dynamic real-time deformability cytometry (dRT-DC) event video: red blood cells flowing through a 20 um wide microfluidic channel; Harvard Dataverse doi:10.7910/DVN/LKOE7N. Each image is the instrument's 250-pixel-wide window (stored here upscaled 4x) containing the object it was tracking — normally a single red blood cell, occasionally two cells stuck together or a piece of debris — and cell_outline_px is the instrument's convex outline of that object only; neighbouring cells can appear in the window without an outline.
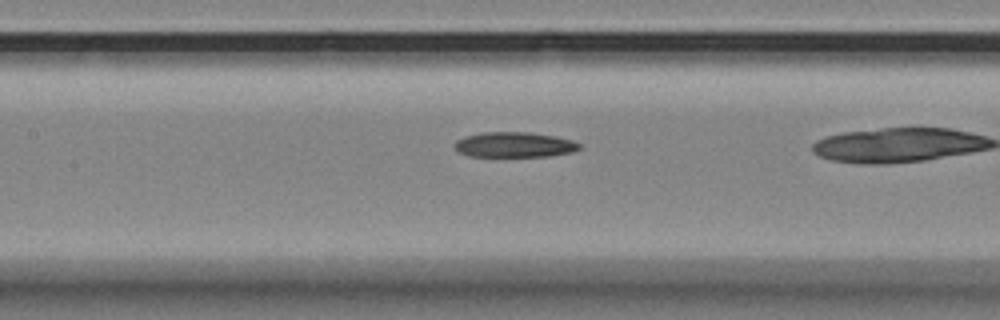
{"species": "Egyptian fruit bat (a non-hibernating species)", "species_latin": "Rousettus aegyptiacus", "temperature_condition": "room temperature", "stored_images_in_passage": 39, "camera_frame_rate_fps": 3000, "um_per_image_px": 0.085, "animal": {"sex": "female"}, "frame": {"image": 1, "passage_image": 20, "time_ms": 6.333, "image_size_px": [1000, 320], "cell_outline_px": [[580, 148], [572, 152], [548, 156], [468, 156], [460, 152], [452, 144], [456, 140], [464, 136], [484, 132], [528, 132], [556, 136], [572, 140], [580, 144]], "centroid_in_image_um": [43.7, 12.29], "position_along_channel_um": 163.7, "area_um2": 18.32}}
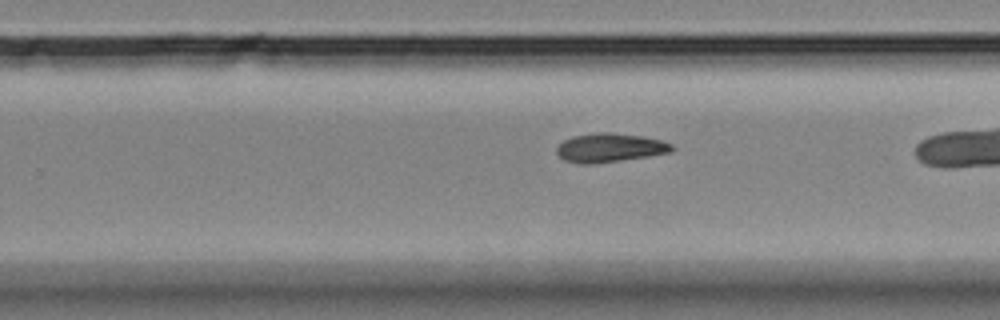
{"frame": {"image": 2, "passage_image": 30, "time_ms": 9.667, "image_size_px": [1000, 320], "cell_outline_px": [[676, 148], [672, 152], [648, 156], [592, 164], [580, 164], [564, 160], [556, 152], [556, 148], [564, 140], [572, 136], [596, 132], [612, 132], [644, 136], [664, 140], [672, 144]], "centroid_in_image_um": [51.87, 12.54], "position_along_channel_um": 277.9, "area_um2": 19.59}}
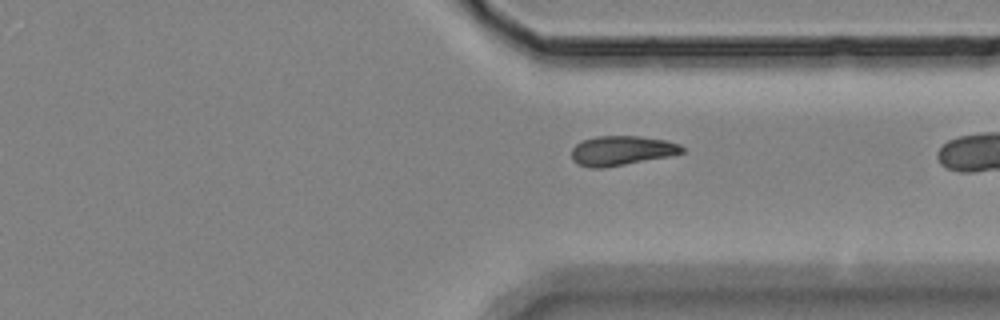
{"frame": {"image": 3, "passage_image": 37, "time_ms": 12.0, "image_size_px": [1000, 320], "cell_outline_px": [[684, 152], [668, 156], [604, 168], [588, 168], [576, 164], [572, 160], [572, 148], [576, 144], [584, 140], [596, 136], [640, 136], [664, 140], [680, 144], [684, 148]], "centroid_in_image_um": [52.8, 12.81], "position_along_channel_um": 358.6, "area_um2": 19.02}}